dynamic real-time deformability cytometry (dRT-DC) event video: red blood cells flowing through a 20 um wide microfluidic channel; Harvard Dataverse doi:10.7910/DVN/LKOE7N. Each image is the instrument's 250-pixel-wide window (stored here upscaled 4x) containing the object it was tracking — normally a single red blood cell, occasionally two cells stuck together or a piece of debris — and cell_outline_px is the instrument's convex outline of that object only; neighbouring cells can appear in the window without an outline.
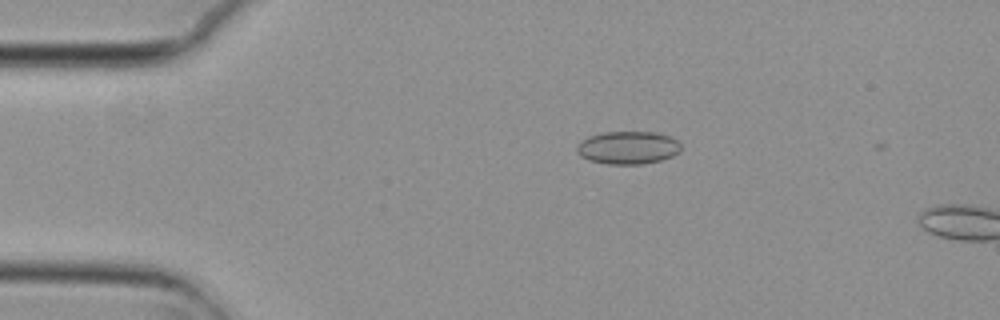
{"species": "common noctule bat (a hibernating species)", "species_latin": "Nyctalus noctula", "temperature_condition": "cold", "stored_images_in_passage": 7, "camera_frame_rate_fps": 3000, "um_per_image_px": 0.085, "animal": {"sex": "female", "body_mass_g": 29.2, "forearm_length_mm": 56.3}, "frame": {"image": 1, "passage_image": 5, "time_ms": 1.333, "image_size_px": [1000, 320], "cell_outline_px": [[680, 152], [672, 156], [660, 160], [644, 164], [608, 164], [588, 160], [580, 156], [576, 152], [576, 148], [588, 136], [604, 132], [656, 132], [668, 136], [676, 140], [680, 144]], "centroid_in_image_um": [53.37, 12.56], "position_along_channel_um": 31.6, "area_um2": 19.88}}